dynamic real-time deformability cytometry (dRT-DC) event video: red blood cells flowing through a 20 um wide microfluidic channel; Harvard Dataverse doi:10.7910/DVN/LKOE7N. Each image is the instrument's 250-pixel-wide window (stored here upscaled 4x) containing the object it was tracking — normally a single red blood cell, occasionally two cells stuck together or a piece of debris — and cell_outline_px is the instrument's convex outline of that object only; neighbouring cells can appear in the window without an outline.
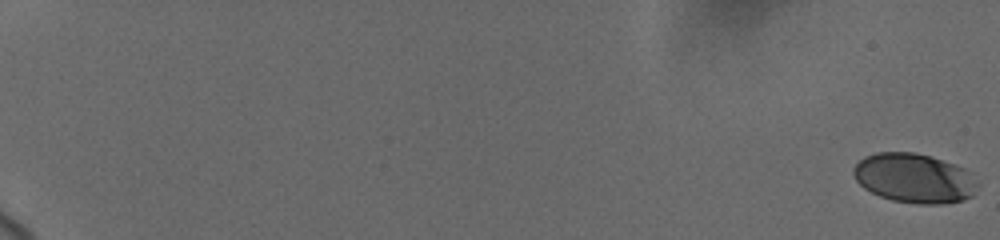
{"species": "human", "species_latin": "Homo sapiens", "temperature_condition": "cold", "stored_images_in_passage": 18, "camera_frame_rate_fps": 3000, "um_per_image_px": 0.085, "donor": {"sex": "female"}, "frame": {"image": 1, "passage_image": 1, "time_ms": 0.0, "image_size_px": [1000, 240], "cell_outline_px": [[980, 184], [972, 196], [964, 200], [944, 204], [916, 204], [892, 200], [880, 196], [864, 188], [856, 180], [852, 172], [852, 168], [864, 156], [876, 152], [916, 152], [932, 156], [964, 168]], "centroid_in_image_um": [77.71, 15.15], "position_along_channel_um": 7.3, "area_um2": 36.07}}
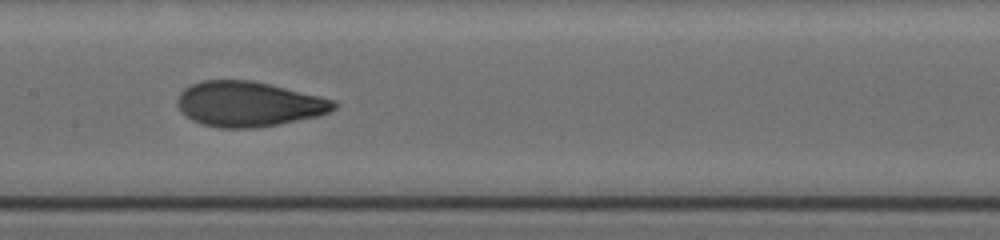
{"frame": {"image": 2, "passage_image": 11, "time_ms": 11.333, "image_size_px": [1000, 240], "cell_outline_px": [[340, 104], [336, 108], [320, 116], [256, 128], [216, 128], [200, 124], [184, 116], [180, 112], [176, 104], [176, 100], [180, 92], [184, 88], [192, 84], [204, 80], [252, 80], [336, 100]], "centroid_in_image_um": [21.1, 8.85], "position_along_channel_um": 186.3, "area_um2": 41.5}}
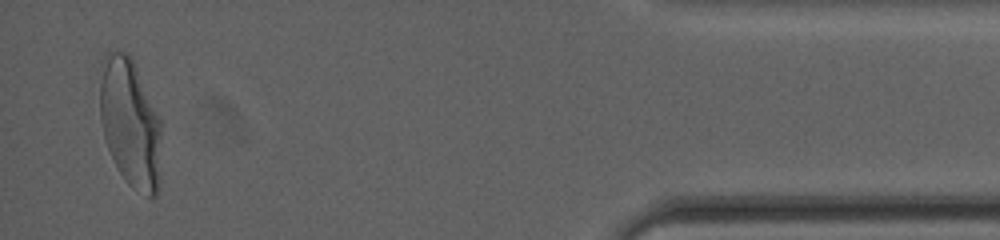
{"frame": {"image": 3, "passage_image": 18, "time_ms": 19.333, "image_size_px": [1000, 240], "cell_outline_px": [[160, 188], [156, 196], [148, 196], [128, 184], [124, 180], [108, 148], [104, 136], [100, 120], [96, 72], [100, 60], [104, 52], [108, 48], [128, 52], [132, 56], [160, 116]], "centroid_in_image_um": [11.01, 10.29], "position_along_channel_um": 424.2, "area_um2": 47.97}, "authors_computed_cell_mechanics": {"area_um2": 39.3907, "velocity_mm_per_s": 3.6735, "shape_relaxation_time_tau1_ms": 4.2444, "shape_relaxation_time_tau2_ms": 0.6713, "deformation_change_tau1": 0.1669, "deformation_change_tau2": 0.0555}}